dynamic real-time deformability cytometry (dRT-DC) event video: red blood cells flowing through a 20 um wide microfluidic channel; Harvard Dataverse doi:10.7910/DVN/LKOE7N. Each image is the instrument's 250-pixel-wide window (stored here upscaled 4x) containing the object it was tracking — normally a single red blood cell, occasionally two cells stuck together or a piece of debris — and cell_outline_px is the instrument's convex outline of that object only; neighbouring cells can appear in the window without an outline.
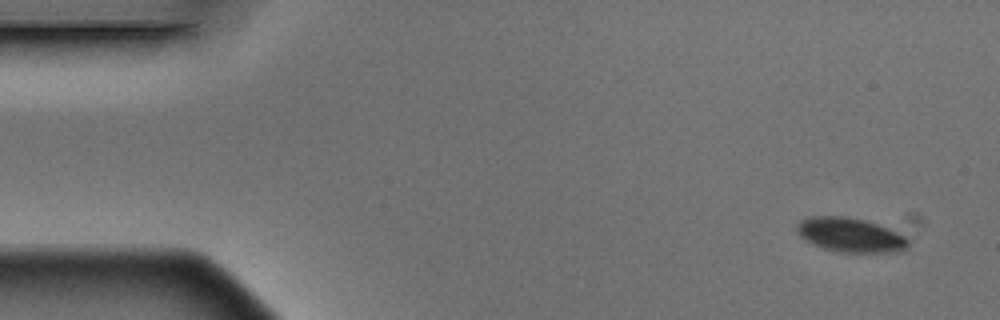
{"species": "Egyptian fruit bat (a non-hibernating species)", "species_latin": "Rousettus aegyptiacus", "temperature_condition": "warm", "stored_images_in_passage": 7, "camera_frame_rate_fps": 3000, "um_per_image_px": 0.085, "animal": {"sex": "male"}, "frame": {"image": 1, "passage_image": 1, "time_ms": 0.0, "image_size_px": [1000, 320], "cell_outline_px": [[908, 248], [904, 252], [840, 252], [824, 248], [812, 244], [804, 240], [796, 232], [796, 224], [800, 220], [812, 216], [844, 216], [864, 220], [888, 228], [904, 236], [908, 240]], "centroid_in_image_um": [72.26, 19.98], "position_along_channel_um": 12.7, "area_um2": 22.31}}
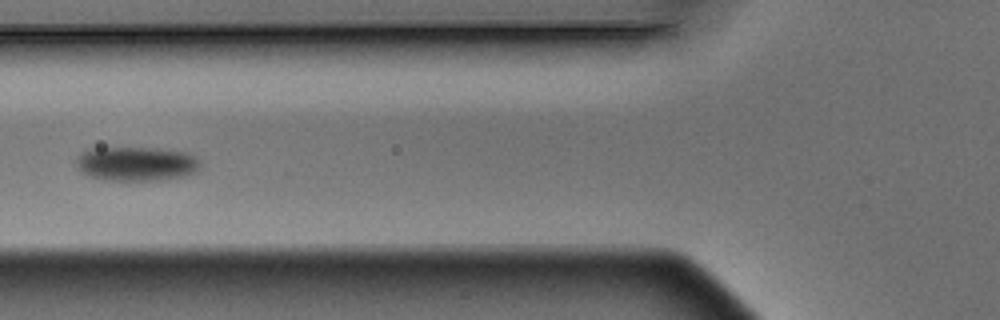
{"frame": {"image": 2, "passage_image": 6, "time_ms": 1.667, "image_size_px": [1000, 320], "cell_outline_px": [[200, 164], [196, 172], [184, 176], [160, 180], [104, 180], [88, 176], [80, 172], [76, 168], [76, 160], [84, 152], [92, 148], [152, 148], [184, 152], [196, 156]], "centroid_in_image_um": [11.57, 13.93], "position_along_channel_um": 114.2, "area_um2": 24.68}}
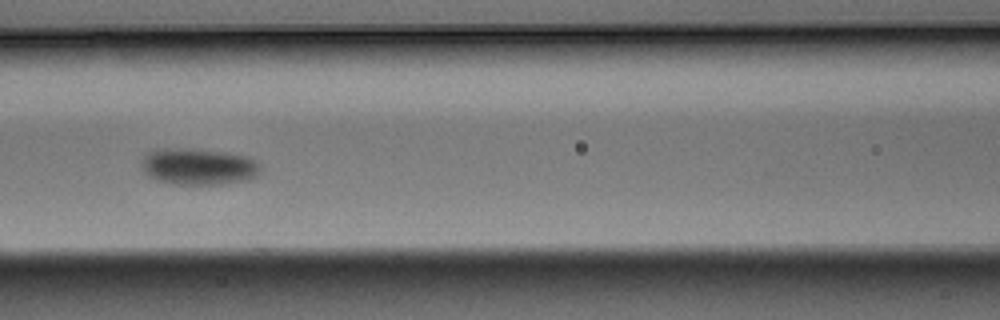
{"frame": {"image": 3, "passage_image": 7, "time_ms": 2.0, "image_size_px": [1000, 320], "cell_outline_px": [[260, 172], [256, 176], [248, 180], [224, 184], [172, 184], [156, 180], [148, 176], [144, 172], [140, 164], [144, 156], [152, 148], [192, 148], [224, 152], [248, 156], [256, 160], [260, 164]], "centroid_in_image_um": [16.85, 14.15], "position_along_channel_um": 149.8, "area_um2": 25.84}}